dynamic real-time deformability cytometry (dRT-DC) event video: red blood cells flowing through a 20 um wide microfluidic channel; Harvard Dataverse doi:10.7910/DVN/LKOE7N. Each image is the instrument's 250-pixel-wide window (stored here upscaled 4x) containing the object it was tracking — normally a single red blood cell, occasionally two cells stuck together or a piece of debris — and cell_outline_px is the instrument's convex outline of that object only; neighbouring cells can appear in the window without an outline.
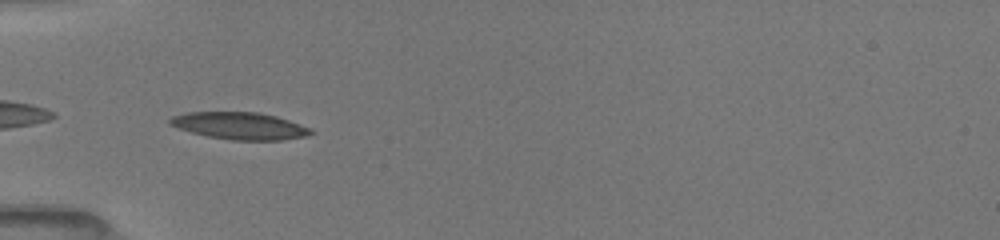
{"species": "common noctule bat (a hibernating species)", "species_latin": "Nyctalus noctula", "temperature_condition": "room temperature", "stored_images_in_passage": 35, "camera_frame_rate_fps": 3000, "um_per_image_px": 0.085, "animal": {"sex": "female", "body_mass_g": 19.5, "forearm_length_mm": 54.1}, "frame": {"image": 1, "passage_image": 1, "time_ms": 0.0, "image_size_px": [1000, 240], "cell_outline_px": [[312, 132], [308, 136], [280, 140], [232, 140], [208, 136], [192, 132], [168, 124], [168, 120], [172, 116], [188, 112], [260, 112], [276, 116], [312, 128]], "centroid_in_image_um": [20.39, 10.69], "position_along_channel_um": 64.6, "area_um2": 22.2}}
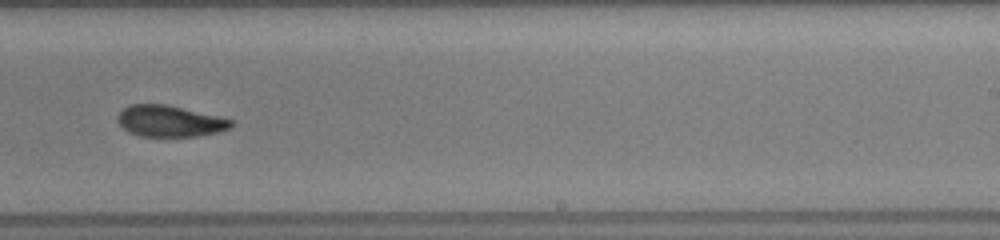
{"frame": {"image": 2, "passage_image": 17, "time_ms": 5.333, "image_size_px": [1000, 240], "cell_outline_px": [[232, 128], [216, 132], [196, 136], [140, 136], [128, 132], [116, 120], [120, 112], [128, 104], [164, 104], [220, 116], [232, 120]], "centroid_in_image_um": [14.42, 10.29], "position_along_channel_um": 274.6, "area_um2": 20.58}}
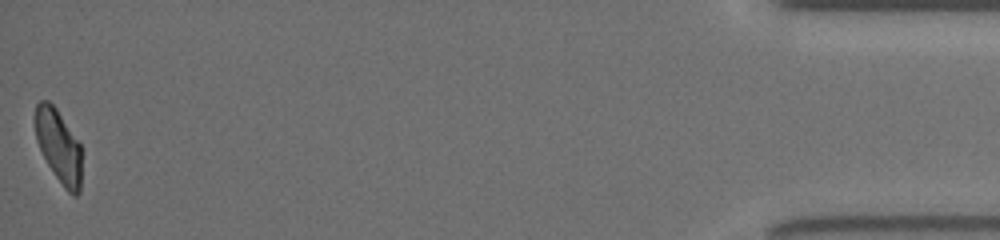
{"frame": {"image": 3, "passage_image": 35, "time_ms": 11.333, "image_size_px": [1000, 240], "cell_outline_px": [[80, 192], [76, 196], [72, 196], [64, 188], [48, 164], [36, 140], [36, 104], [40, 100], [48, 100], [56, 108], [80, 144]], "centroid_in_image_um": [4.99, 12.43], "position_along_channel_um": 430.2, "area_um2": 19.31}, "authors_computed_cell_mechanics": {"area_um2": 21.3282, "velocity_mm_per_s": 4.0082, "shape_relaxation_time_tau1_ms": 3.3081, "shape_relaxation_time_tau2_ms": 2.3069, "deformation_change_tau1": 0.1616, "deformation_change_tau2": 0.0841}}